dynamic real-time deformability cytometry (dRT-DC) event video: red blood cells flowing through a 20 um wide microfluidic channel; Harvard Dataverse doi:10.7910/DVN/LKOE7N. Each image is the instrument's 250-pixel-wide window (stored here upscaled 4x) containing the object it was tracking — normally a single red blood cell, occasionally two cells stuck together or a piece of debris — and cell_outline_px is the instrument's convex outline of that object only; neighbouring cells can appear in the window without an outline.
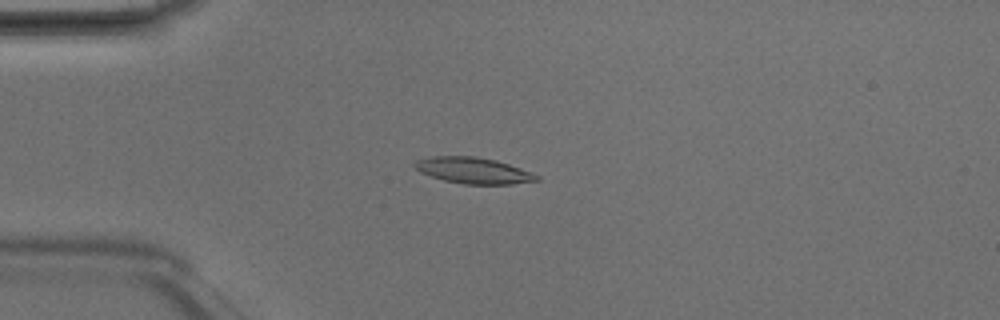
{"species": "Egyptian fruit bat (a non-hibernating species)", "species_latin": "Rousettus aegyptiacus", "temperature_condition": "room temperature", "stored_images_in_passage": 4, "camera_frame_rate_fps": 3000, "um_per_image_px": 0.085, "animal": {"sex": "male"}, "frame": {"image": 1, "passage_image": 3, "time_ms": 0.667, "image_size_px": [1000, 320], "cell_outline_px": [[540, 180], [512, 184], [464, 184], [444, 180], [420, 172], [416, 168], [416, 160], [432, 156], [476, 156], [496, 160], [520, 168], [540, 176]], "centroid_in_image_um": [40.26, 14.49], "position_along_channel_um": 44.7, "area_um2": 18.38}}